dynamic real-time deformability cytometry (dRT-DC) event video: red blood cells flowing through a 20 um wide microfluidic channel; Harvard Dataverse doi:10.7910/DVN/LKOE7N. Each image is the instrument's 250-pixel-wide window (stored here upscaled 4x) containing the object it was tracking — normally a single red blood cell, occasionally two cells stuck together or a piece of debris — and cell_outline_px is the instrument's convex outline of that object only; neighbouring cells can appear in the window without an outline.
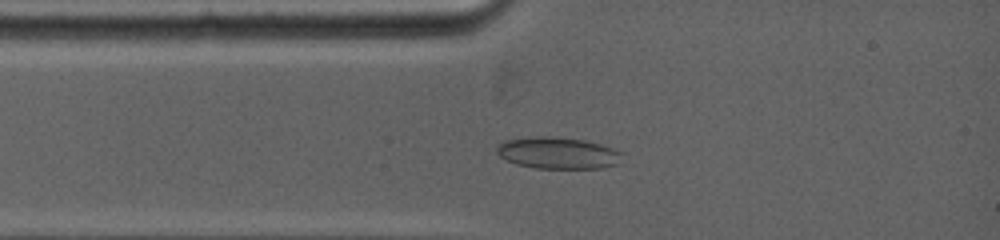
{"species": "common noctule bat (a hibernating species)", "species_latin": "Nyctalus noctula", "temperature_condition": "warm", "stored_images_in_passage": 56, "camera_frame_rate_fps": 5000, "um_per_image_px": 0.085, "animal": {"sex": "female", "body_mass_g": 19.0, "forearm_length_mm": 53.3}, "frame": {"image": 1, "passage_image": 13, "time_ms": 1.8, "image_size_px": [1000, 240], "cell_outline_px": [[620, 152], [616, 164], [604, 168], [536, 168], [516, 164], [500, 156], [496, 152], [496, 148], [500, 144], [508, 140], [544, 136], [584, 140], [600, 144], [612, 148]], "centroid_in_image_um": [47.39, 13.02], "position_along_channel_um": 37.6, "area_um2": 22.48}}
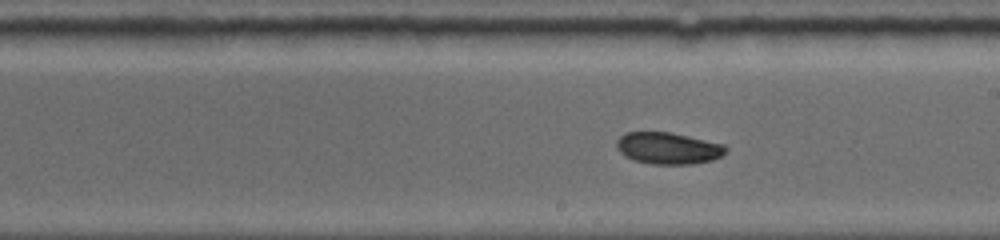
{"frame": {"image": 2, "passage_image": 37, "time_ms": 6.8, "image_size_px": [1000, 240], "cell_outline_px": [[728, 148], [720, 156], [712, 160], [692, 164], [652, 164], [632, 160], [624, 156], [616, 148], [616, 140], [620, 136], [628, 132], [668, 132], [688, 136], [724, 144]], "centroid_in_image_um": [56.76, 12.6], "position_along_channel_um": 232.2, "area_um2": 20.17}}
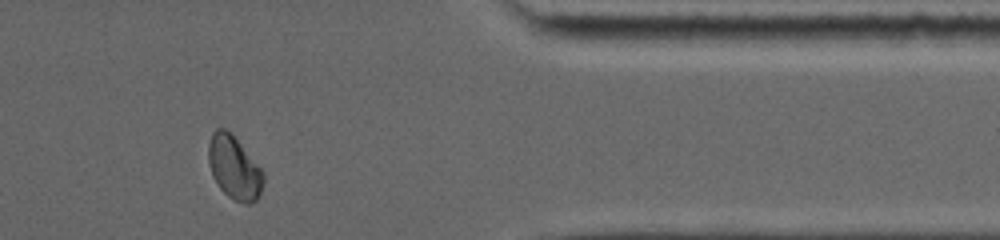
{"frame": {"image": 3, "passage_image": 56, "time_ms": 11.4, "image_size_px": [1000, 240], "cell_outline_px": [[264, 184], [260, 196], [252, 204], [244, 204], [228, 196], [220, 188], [212, 176], [208, 164], [208, 144], [212, 132], [216, 128], [224, 128], [240, 144], [264, 172]], "centroid_in_image_um": [19.9, 14.29], "position_along_channel_um": 391.5, "area_um2": 20.23}, "authors_computed_cell_mechanics": {"area_um2": 20.6924, "velocity_mm_per_s": 3.9229, "shape_relaxation_time_tau1_ms": 9.9888, "shape_relaxation_time_tau2_ms": 1.1322, "deformation_change_tau1": 0.1759, "deformation_change_tau2": 0.0345}}